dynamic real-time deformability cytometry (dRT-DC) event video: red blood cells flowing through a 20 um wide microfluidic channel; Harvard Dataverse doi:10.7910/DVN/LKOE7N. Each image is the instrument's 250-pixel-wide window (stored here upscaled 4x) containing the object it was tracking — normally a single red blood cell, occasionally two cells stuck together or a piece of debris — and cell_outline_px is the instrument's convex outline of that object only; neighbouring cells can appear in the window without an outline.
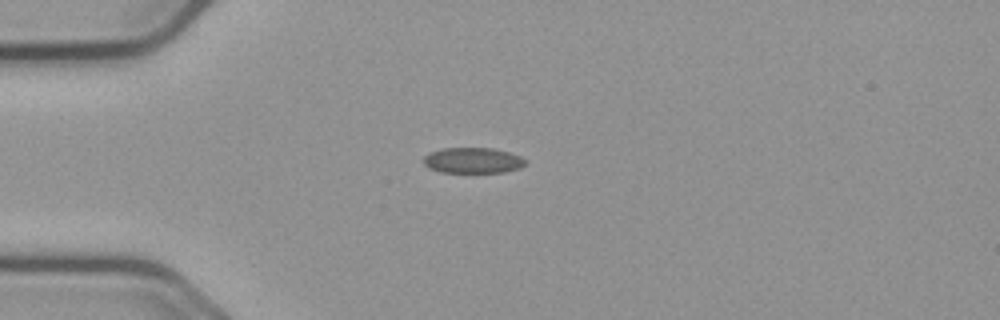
{"species": "common noctule bat (a hibernating species)", "species_latin": "Nyctalus noctula", "temperature_condition": "cold", "stored_images_in_passage": 42, "camera_frame_rate_fps": 3000, "um_per_image_px": 0.085, "animal": {"sex": "male", "body_mass_g": 23.1, "forearm_length_mm": 52.7}, "frame": {"image": 1, "passage_image": 1, "time_ms": 0.0, "image_size_px": [1000, 320], "cell_outline_px": [[524, 164], [520, 168], [504, 172], [440, 172], [428, 168], [424, 164], [424, 156], [432, 152], [444, 148], [492, 148], [508, 152], [520, 156], [524, 160]], "centroid_in_image_um": [40.17, 13.64], "position_along_channel_um": 44.8, "area_um2": 15.03}}
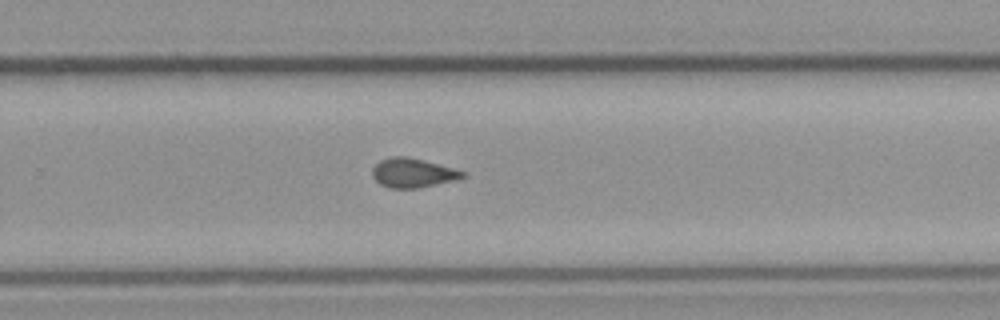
{"frame": {"image": 2, "passage_image": 23, "time_ms": 7.333, "image_size_px": [1000, 320], "cell_outline_px": [[464, 176], [452, 180], [416, 188], [388, 188], [380, 184], [372, 176], [372, 168], [380, 160], [392, 156], [408, 156], [424, 160], [452, 168], [464, 172]], "centroid_in_image_um": [35.0, 14.68], "position_along_channel_um": 294.8, "area_um2": 15.09}}
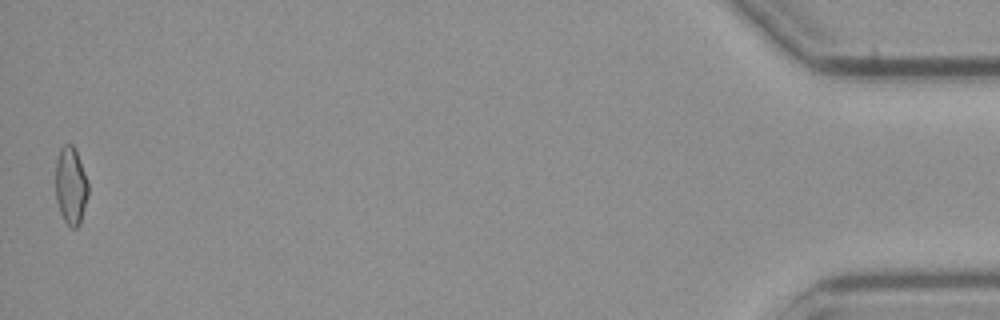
{"frame": {"image": 3, "passage_image": 42, "time_ms": 13.667, "image_size_px": [1000, 320], "cell_outline_px": [[88, 196], [80, 224], [76, 228], [72, 228], [64, 220], [60, 212], [56, 200], [56, 160], [60, 148], [64, 144], [72, 144], [76, 148], [88, 184]], "centroid_in_image_um": [6.02, 15.77], "position_along_channel_um": 429.2, "area_um2": 14.8}, "authors_computed_cell_mechanics": {"area_um2": 15.0569, "velocity_mm_per_s": 3.6729, "shape_relaxation_time_tau1_ms": null, "shape_relaxation_time_tau2_ms": 1.7681, "deformation_change_tau1": null, "deformation_change_tau2": 0.0832}}